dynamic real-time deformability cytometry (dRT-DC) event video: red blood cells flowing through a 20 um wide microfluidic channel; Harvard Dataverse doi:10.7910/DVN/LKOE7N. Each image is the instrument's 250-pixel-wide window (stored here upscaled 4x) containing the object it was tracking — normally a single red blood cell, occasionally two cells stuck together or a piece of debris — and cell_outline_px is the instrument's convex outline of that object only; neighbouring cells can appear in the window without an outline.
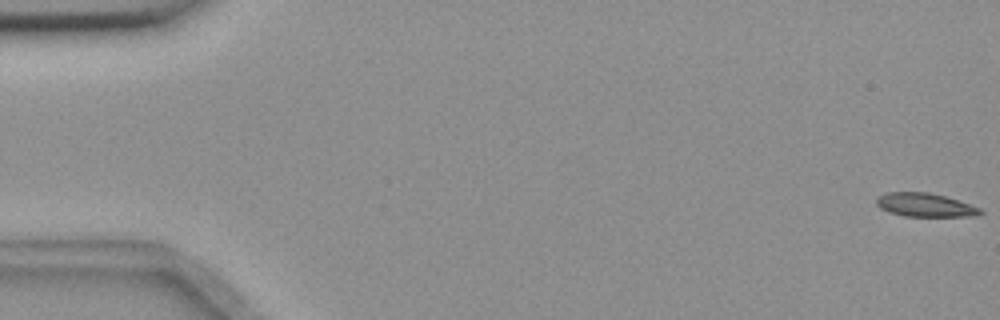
{"species": "common noctule bat (a hibernating species)", "species_latin": "Nyctalus noctula", "temperature_condition": "room temperature", "stored_images_in_passage": 7, "camera_frame_rate_fps": 3000, "um_per_image_px": 0.085, "animal": {"sex": "female", "body_mass_g": 18.4}, "frame": {"image": 1, "passage_image": 1, "time_ms": 0.0, "image_size_px": [1000, 320], "cell_outline_px": [[984, 212], [976, 216], [904, 216], [888, 212], [880, 208], [876, 204], [876, 200], [880, 196], [888, 192], [928, 192], [944, 196], [980, 208]], "centroid_in_image_um": [78.61, 17.43], "position_along_channel_um": 6.4, "area_um2": 14.1}}